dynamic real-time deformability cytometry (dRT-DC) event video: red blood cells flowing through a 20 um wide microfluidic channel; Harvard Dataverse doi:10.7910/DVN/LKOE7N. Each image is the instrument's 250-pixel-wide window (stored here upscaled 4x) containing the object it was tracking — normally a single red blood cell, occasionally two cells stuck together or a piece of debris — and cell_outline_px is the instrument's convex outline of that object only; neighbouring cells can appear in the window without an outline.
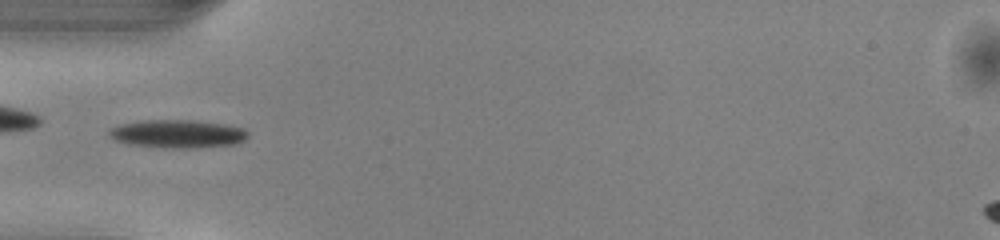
{"species": "common noctule bat (a hibernating species)", "species_latin": "Nyctalus noctula", "temperature_condition": "warm", "stored_images_in_passage": 35, "camera_frame_rate_fps": 3000, "um_per_image_px": 0.085, "animal": {"sex": "male", "body_mass_g": 13.0, "forearm_length_mm": 53.1}, "frame": {"image": 1, "passage_image": 1, "time_ms": 0.0, "image_size_px": [1000, 240], "cell_outline_px": [[248, 136], [244, 140], [236, 144], [192, 148], [176, 148], [128, 144], [116, 140], [108, 132], [108, 128], [120, 124], [140, 120], [192, 120], [224, 124], [244, 128], [248, 132]], "centroid_in_image_um": [15.1, 11.36], "position_along_channel_um": 69.9, "area_um2": 22.72}}
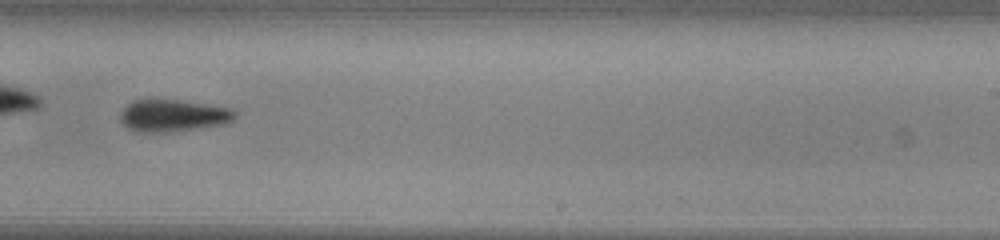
{"frame": {"image": 2, "passage_image": 16, "time_ms": 5.0, "image_size_px": [1000, 240], "cell_outline_px": [[236, 116], [228, 124], [168, 132], [136, 132], [128, 128], [120, 120], [120, 112], [132, 100], [180, 100], [232, 108], [236, 112]], "centroid_in_image_um": [14.73, 9.83], "position_along_channel_um": 274.3, "area_um2": 21.5}}
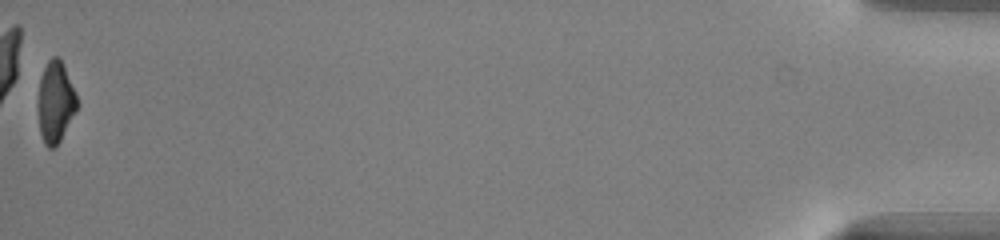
{"frame": {"image": 3, "passage_image": 35, "time_ms": 11.333, "image_size_px": [1000, 240], "cell_outline_px": [[80, 104], [76, 112], [60, 140], [52, 148], [48, 148], [44, 144], [40, 132], [36, 104], [40, 76], [48, 60], [52, 56], [60, 56], [76, 92]], "centroid_in_image_um": [4.71, 8.64], "position_along_channel_um": 430.5, "area_um2": 19.07}, "authors_computed_cell_mechanics": {"area_um2": 21.3282, "velocity_mm_per_s": 4.0905, "shape_relaxation_time_tau1_ms": 3.2674, "shape_relaxation_time_tau2_ms": null, "deformation_change_tau1": 0.1112, "deformation_change_tau2": null}}